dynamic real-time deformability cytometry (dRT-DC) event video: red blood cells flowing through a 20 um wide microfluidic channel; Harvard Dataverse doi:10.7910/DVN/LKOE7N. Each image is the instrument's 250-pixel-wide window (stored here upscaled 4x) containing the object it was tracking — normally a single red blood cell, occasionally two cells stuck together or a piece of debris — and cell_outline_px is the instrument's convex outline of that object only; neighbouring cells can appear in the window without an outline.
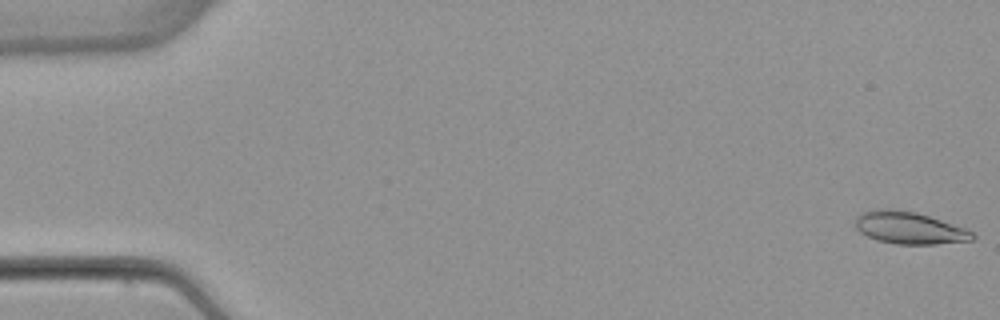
{"species": "common noctule bat (a hibernating species)", "species_latin": "Nyctalus noctula", "temperature_condition": "warm", "stored_images_in_passage": 53, "camera_frame_rate_fps": 3000, "um_per_image_px": 0.085, "animal": {"sex": "female", "body_mass_g": 22.7, "forearm_length_mm": 54.2}, "frame": {"image": 1, "passage_image": 1, "time_ms": 0.0, "image_size_px": [1000, 320], "cell_outline_px": [[976, 236], [972, 240], [936, 244], [896, 244], [876, 240], [860, 232], [856, 228], [856, 216], [860, 212], [876, 208], [888, 208], [916, 212], [964, 228], [972, 232]], "centroid_in_image_um": [77.24, 19.36], "position_along_channel_um": 7.8, "area_um2": 21.91}}
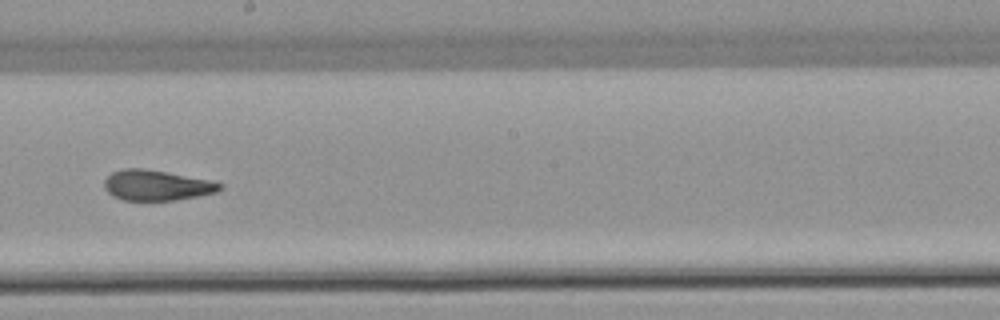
{"frame": {"image": 2, "passage_image": 30, "time_ms": 9.667, "image_size_px": [1000, 320], "cell_outline_px": [[224, 188], [216, 192], [176, 200], [124, 200], [112, 196], [104, 188], [104, 180], [112, 172], [124, 168], [144, 168], [168, 172], [212, 180], [224, 184]], "centroid_in_image_um": [13.33, 15.74], "position_along_channel_um": 234.9, "area_um2": 20.63}}
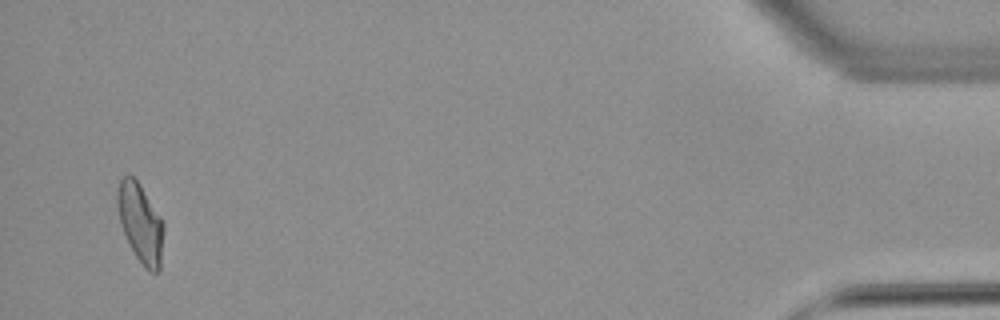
{"frame": {"image": 3, "passage_image": 51, "time_ms": 16.667, "image_size_px": [1000, 320], "cell_outline_px": [[164, 228], [160, 272], [152, 272], [144, 268], [136, 256], [120, 224], [116, 204], [116, 192], [120, 180], [124, 176], [132, 176], [140, 184], [160, 216], [164, 224]], "centroid_in_image_um": [11.94, 18.96], "position_along_channel_um": 423.3, "area_um2": 21.27}, "authors_computed_cell_mechanics": {"area_um2": 21.2126, "velocity_mm_per_s": 3.8969, "shape_relaxation_time_tau1_ms": 9.8245, "shape_relaxation_time_tau2_ms": 2.0611, "deformation_change_tau1": 0.2708, "deformation_change_tau2": 0.0957}}